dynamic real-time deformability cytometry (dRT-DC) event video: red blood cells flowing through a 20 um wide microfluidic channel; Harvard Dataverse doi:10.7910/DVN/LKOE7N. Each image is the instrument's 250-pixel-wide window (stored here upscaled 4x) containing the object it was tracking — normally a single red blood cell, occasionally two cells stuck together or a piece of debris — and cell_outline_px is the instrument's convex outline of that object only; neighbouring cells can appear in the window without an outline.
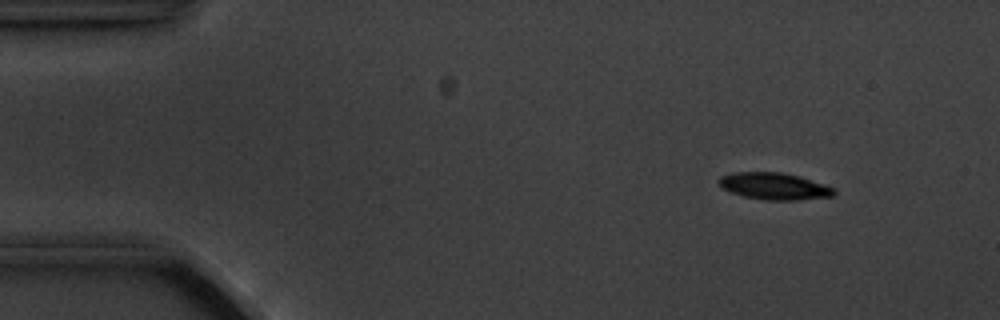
{"species": "common noctule bat (a hibernating species)", "species_latin": "Nyctalus noctula", "temperature_condition": "cold", "stored_images_in_passage": 7, "camera_frame_rate_fps": 3000, "um_per_image_px": 0.085, "animal": {"sex": "male", "body_mass_g": 20.1, "forearm_length_mm": 53.5}, "frame": {"image": 1, "passage_image": 2, "time_ms": 1.333, "image_size_px": [1000, 320], "cell_outline_px": [[836, 192], [832, 196], [800, 200], [764, 200], [744, 196], [732, 192], [724, 188], [716, 180], [720, 176], [736, 172], [780, 172], [800, 176], [836, 188]], "centroid_in_image_um": [65.84, 15.82], "position_along_channel_um": 19.2, "area_um2": 18.03}}
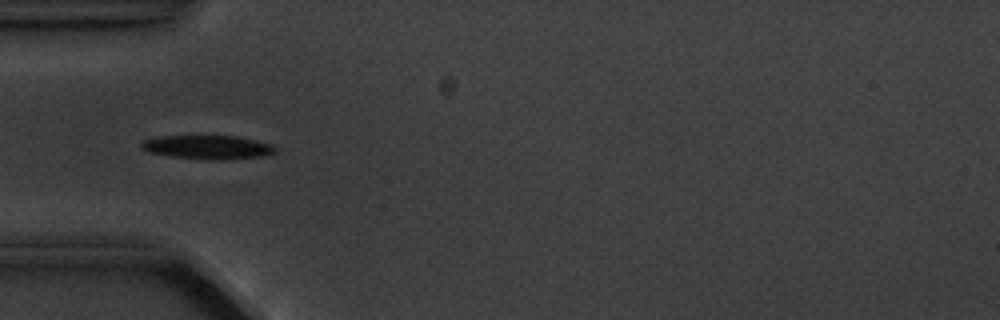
{"frame": {"image": 2, "passage_image": 5, "time_ms": 5.0, "image_size_px": [1000, 320], "cell_outline_px": [[276, 152], [260, 156], [220, 160], [216, 160], [172, 156], [148, 152], [140, 148], [140, 144], [144, 140], [160, 136], [236, 136], [272, 144], [276, 148]], "centroid_in_image_um": [17.63, 12.5], "position_along_channel_um": 67.4, "area_um2": 18.32}}
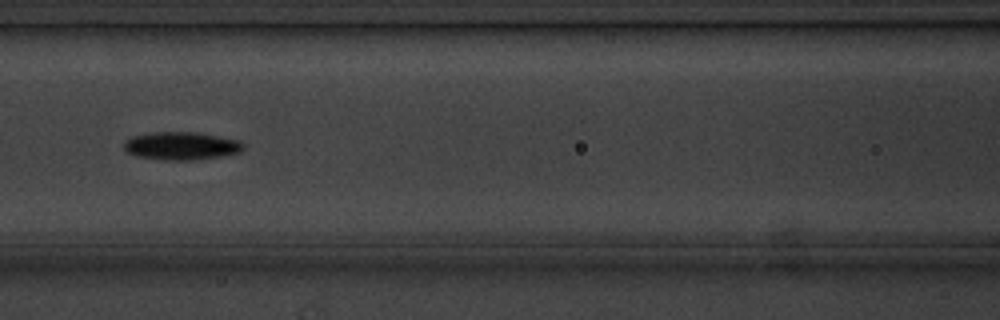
{"frame": {"image": 3, "passage_image": 7, "time_ms": 7.333, "image_size_px": [1000, 320], "cell_outline_px": [[244, 148], [240, 152], [224, 156], [196, 160], [164, 160], [136, 156], [128, 152], [124, 148], [124, 140], [132, 136], [152, 132], [196, 132], [240, 140], [244, 144]], "centroid_in_image_um": [15.43, 12.4], "position_along_channel_um": 151.2, "area_um2": 19.65}}